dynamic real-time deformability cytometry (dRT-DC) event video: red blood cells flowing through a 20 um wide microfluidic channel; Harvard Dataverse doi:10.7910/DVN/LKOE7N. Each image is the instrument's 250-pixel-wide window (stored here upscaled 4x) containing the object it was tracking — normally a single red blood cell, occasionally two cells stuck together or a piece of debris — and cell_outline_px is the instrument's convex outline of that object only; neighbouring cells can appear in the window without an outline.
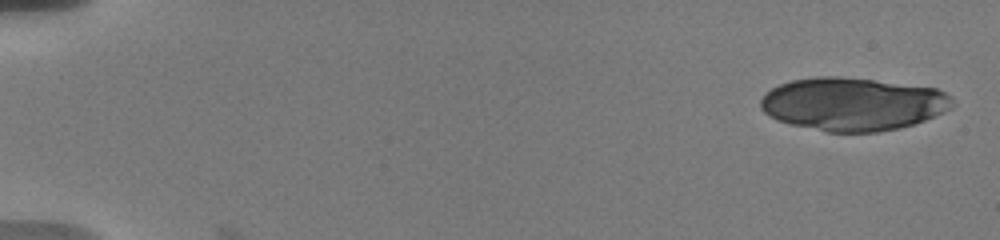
{"species": "human", "species_latin": "Homo sapiens", "temperature_condition": "warm", "stored_images_in_passage": 40, "camera_frame_rate_fps": 3000, "um_per_image_px": 0.085, "donor": {"sex": "male"}, "frame": {"image": 1, "passage_image": 1, "time_ms": 0.0, "image_size_px": [1000, 240], "cell_outline_px": [[956, 104], [952, 108], [944, 112], [924, 120], [900, 128], [876, 132], [828, 132], [792, 124], [776, 120], [764, 112], [760, 108], [760, 100], [772, 88], [780, 84], [792, 80], [816, 76], [836, 76], [872, 80], [936, 88], [952, 96]], "centroid_in_image_um": [72.51, 8.84], "position_along_channel_um": 12.5, "area_um2": 59.25}}
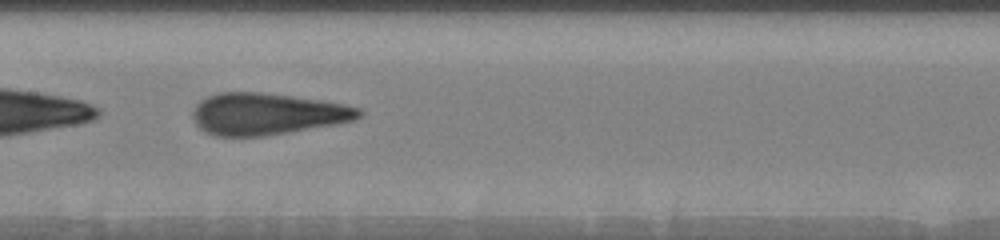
{"frame": {"image": 2, "passage_image": 21, "time_ms": 9.333, "image_size_px": [1000, 240], "cell_outline_px": [[364, 112], [356, 120], [336, 124], [264, 136], [216, 136], [204, 132], [196, 124], [192, 116], [192, 112], [196, 104], [204, 96], [220, 92], [260, 92], [292, 96], [320, 100], [344, 104], [360, 108]], "centroid_in_image_um": [22.67, 9.68], "position_along_channel_um": 184.7, "area_um2": 40.58}}
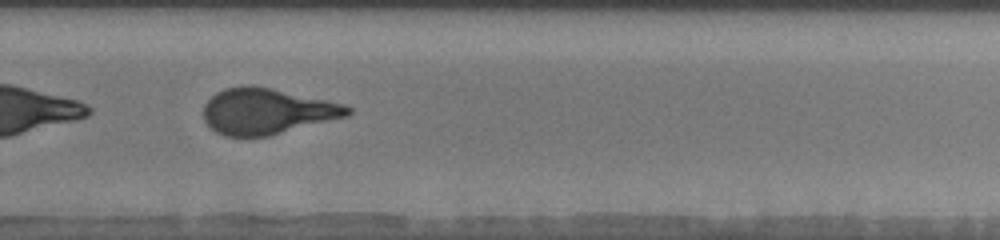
{"frame": {"image": 3, "passage_image": 27, "time_ms": 12.667, "image_size_px": [1000, 240], "cell_outline_px": [[352, 112], [348, 116], [268, 136], [224, 136], [208, 128], [204, 120], [204, 104], [216, 92], [224, 88], [252, 84], [348, 104], [352, 108]], "centroid_in_image_um": [22.69, 9.45], "position_along_channel_um": 307.1, "area_um2": 38.84}, "authors_computed_cell_mechanics": {"area_um2": 40.5467, "velocity_mm_per_s": 3.6947, "shape_relaxation_time_tau1_ms": 6.5653, "shape_relaxation_time_tau2_ms": 0.9614, "deformation_change_tau1": 0.2487, "deformation_change_tau2": 0.1031}}